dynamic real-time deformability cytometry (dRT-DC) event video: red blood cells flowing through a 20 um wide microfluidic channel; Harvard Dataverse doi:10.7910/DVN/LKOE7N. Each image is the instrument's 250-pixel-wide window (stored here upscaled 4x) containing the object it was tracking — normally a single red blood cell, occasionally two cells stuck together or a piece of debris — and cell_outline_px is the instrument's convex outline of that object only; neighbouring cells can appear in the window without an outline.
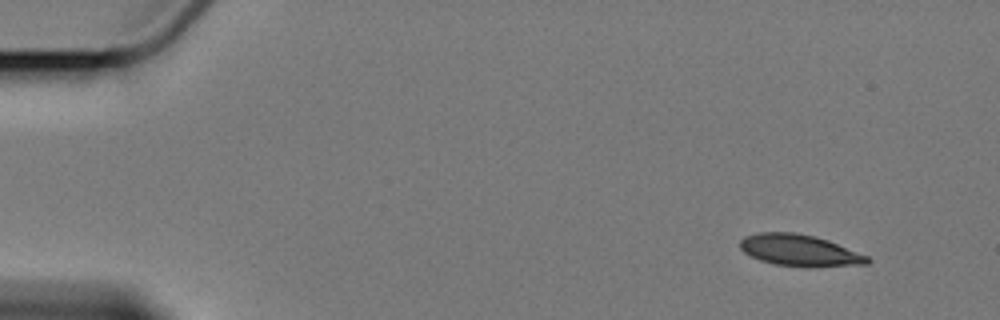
{"species": "Egyptian fruit bat (a non-hibernating species)", "species_latin": "Rousettus aegyptiacus", "temperature_condition": "cold", "stored_images_in_passage": 3, "camera_frame_rate_fps": 3000, "um_per_image_px": 0.085, "animal": {"sex": "female"}, "frame": {"image": 1, "passage_image": 1, "time_ms": 0.0, "image_size_px": [1000, 320], "cell_outline_px": [[872, 260], [868, 264], [812, 268], [808, 268], [776, 264], [760, 260], [744, 252], [740, 248], [740, 240], [744, 236], [760, 232], [796, 232], [816, 236], [828, 240], [868, 256]], "centroid_in_image_um": [67.99, 21.29], "position_along_channel_um": 17.0, "area_um2": 23.7}}